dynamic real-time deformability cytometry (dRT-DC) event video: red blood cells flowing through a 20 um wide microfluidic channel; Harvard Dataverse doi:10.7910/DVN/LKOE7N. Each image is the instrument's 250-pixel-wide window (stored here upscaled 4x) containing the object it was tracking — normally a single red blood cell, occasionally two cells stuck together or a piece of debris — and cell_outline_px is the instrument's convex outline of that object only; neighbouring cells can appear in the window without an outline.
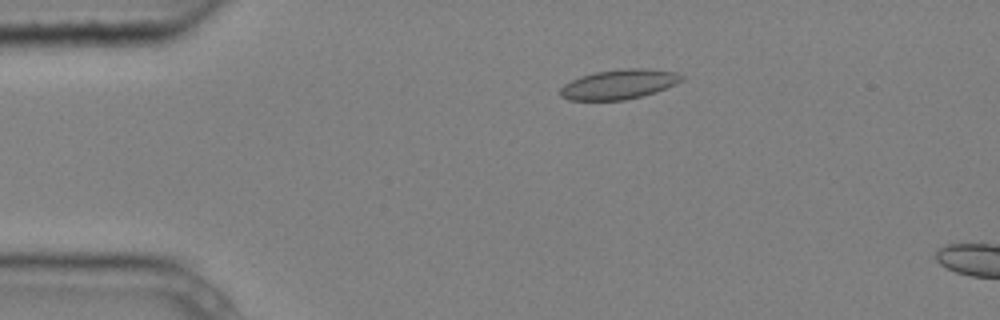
{"species": "common noctule bat (a hibernating species)", "species_latin": "Nyctalus noctula", "temperature_condition": "cold", "stored_images_in_passage": 5, "camera_frame_rate_fps": 3000, "um_per_image_px": 0.085, "animal": {"sex": "male", "body_mass_g": 20.4}, "frame": {"image": 1, "passage_image": 3, "time_ms": 0.667, "image_size_px": [1000, 320], "cell_outline_px": [[684, 80], [676, 84], [656, 92], [624, 100], [568, 100], [560, 96], [560, 88], [564, 84], [580, 76], [596, 72], [628, 68], [648, 68], [676, 72], [684, 76]], "centroid_in_image_um": [52.63, 7.16], "position_along_channel_um": 32.4, "area_um2": 21.04}}